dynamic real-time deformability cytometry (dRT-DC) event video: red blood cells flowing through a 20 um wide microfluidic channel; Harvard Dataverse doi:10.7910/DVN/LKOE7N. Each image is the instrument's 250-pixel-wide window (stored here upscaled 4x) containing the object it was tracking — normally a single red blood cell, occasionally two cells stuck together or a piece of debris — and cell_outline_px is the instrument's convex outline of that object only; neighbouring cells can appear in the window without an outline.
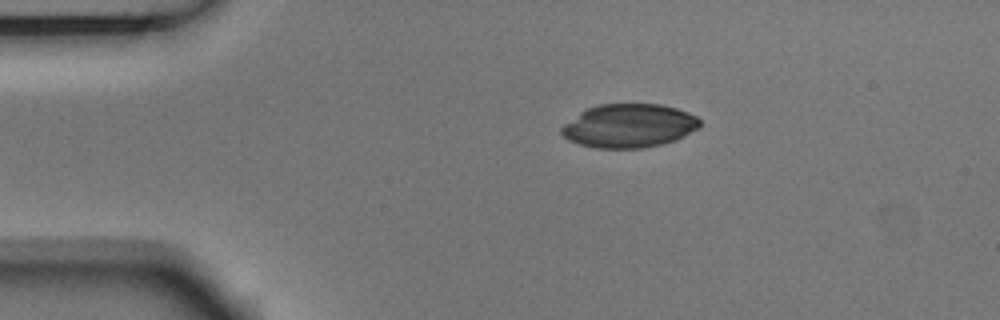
{"species": "Egyptian fruit bat (a non-hibernating species)", "species_latin": "Rousettus aegyptiacus", "temperature_condition": "room temperature", "stored_images_in_passage": 45, "camera_frame_rate_fps": 3000, "um_per_image_px": 0.085, "animal": {"sex": "male"}, "frame": {"image": 1, "passage_image": 1, "time_ms": 0.0, "image_size_px": [1000, 320], "cell_outline_px": [[700, 128], [676, 140], [660, 144], [640, 148], [596, 148], [580, 144], [568, 140], [560, 132], [560, 128], [564, 124], [580, 112], [588, 108], [600, 104], [660, 104], [676, 108], [688, 112], [696, 116], [700, 120]], "centroid_in_image_um": [53.47, 10.69], "position_along_channel_um": 31.5, "area_um2": 35.14}}
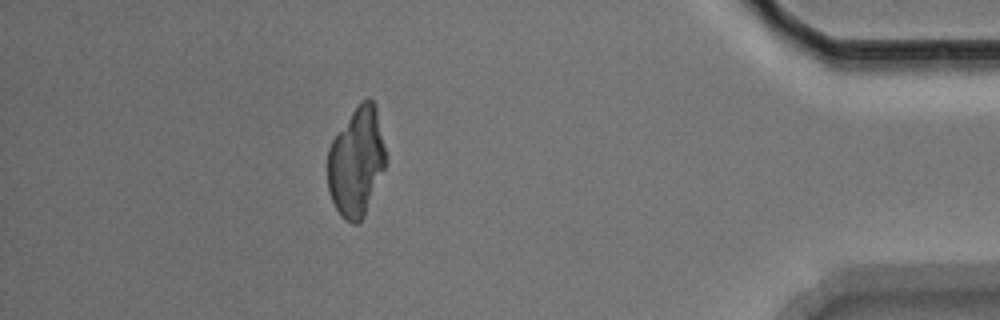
{"frame": {"image": 2, "passage_image": 39, "time_ms": 12.667, "image_size_px": [1000, 320], "cell_outline_px": [[384, 168], [364, 216], [356, 224], [352, 224], [344, 220], [340, 216], [332, 200], [328, 188], [328, 148], [332, 140], [360, 100], [368, 96], [376, 104], [384, 148]], "centroid_in_image_um": [30.27, 13.75], "position_along_channel_um": 404.9, "area_um2": 36.53}}